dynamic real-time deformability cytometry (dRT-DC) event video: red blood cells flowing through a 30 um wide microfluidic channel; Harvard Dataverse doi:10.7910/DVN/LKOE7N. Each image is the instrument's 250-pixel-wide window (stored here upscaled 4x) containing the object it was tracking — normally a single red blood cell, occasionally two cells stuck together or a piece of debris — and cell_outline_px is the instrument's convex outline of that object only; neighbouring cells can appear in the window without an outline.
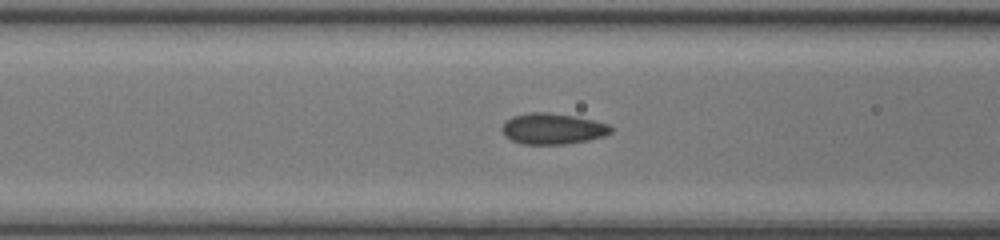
{"species": "common noctule bat (a hibernating species)", "species_latin": "Nyctalus noctula", "temperature_condition": "room temperature", "stored_images_in_passage": 9, "camera_frame_rate_fps": 3000, "um_per_image_px": 0.085, "animal": {"sex": "female", "body_mass_g": 17.0, "forearm_length_mm": 48.0}, "frame": {"image": 1, "passage_image": 8, "time_ms": 2.333, "image_size_px": [1000, 240], "cell_outline_px": [[612, 132], [604, 136], [588, 140], [568, 144], [524, 144], [512, 140], [504, 136], [500, 128], [512, 116], [532, 112], [548, 112], [572, 116], [592, 120], [608, 124], [612, 128]], "centroid_in_image_um": [46.96, 10.95], "position_along_channel_um": 119.6, "area_um2": 19.54}}